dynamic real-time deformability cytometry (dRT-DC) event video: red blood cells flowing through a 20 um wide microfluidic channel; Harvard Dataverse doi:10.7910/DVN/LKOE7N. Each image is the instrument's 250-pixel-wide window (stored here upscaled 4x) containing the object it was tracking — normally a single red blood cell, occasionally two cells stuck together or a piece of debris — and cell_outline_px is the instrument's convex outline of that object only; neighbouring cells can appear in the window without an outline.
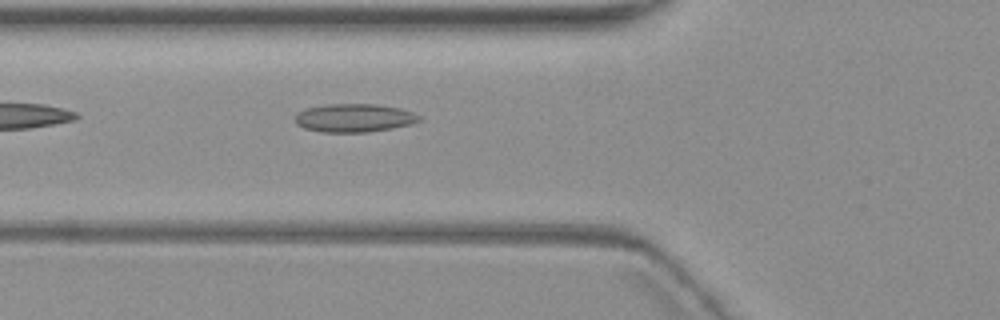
{"species": "common noctule bat (a hibernating species)", "species_latin": "Nyctalus noctula", "temperature_condition": "warm", "stored_images_in_passage": 6, "camera_frame_rate_fps": 3000, "um_per_image_px": 0.085, "animal": {"sex": "female", "body_mass_g": 19.3, "forearm_length_mm": 54.1}, "frame": {"image": 1, "passage_image": 6, "time_ms": 6.667, "image_size_px": [1000, 320], "cell_outline_px": [[420, 120], [412, 124], [392, 128], [368, 132], [320, 132], [304, 128], [296, 124], [296, 116], [300, 112], [308, 108], [328, 104], [376, 104], [400, 108], [412, 112], [420, 116]], "centroid_in_image_um": [30.13, 10.03], "position_along_channel_um": 95.7, "area_um2": 20.35}}